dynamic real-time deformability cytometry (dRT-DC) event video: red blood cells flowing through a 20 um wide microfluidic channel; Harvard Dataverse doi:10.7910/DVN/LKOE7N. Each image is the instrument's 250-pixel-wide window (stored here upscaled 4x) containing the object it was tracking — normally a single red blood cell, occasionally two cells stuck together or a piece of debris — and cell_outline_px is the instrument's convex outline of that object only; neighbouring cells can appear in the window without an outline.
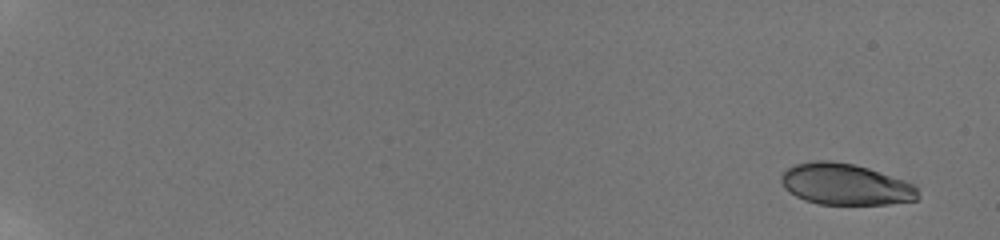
{"species": "human", "species_latin": "Homo sapiens", "temperature_condition": "room temperature", "stored_images_in_passage": 13, "camera_frame_rate_fps": 3000, "um_per_image_px": 0.085, "donor": {"sex": "male"}, "frame": {"image": 1, "passage_image": 1, "time_ms": 0.0, "image_size_px": [1000, 240], "cell_outline_px": [[920, 196], [916, 200], [888, 204], [820, 204], [804, 200], [788, 192], [784, 188], [780, 180], [780, 176], [788, 168], [796, 164], [812, 160], [828, 160], [856, 164], [916, 184]], "centroid_in_image_um": [71.86, 15.66], "position_along_channel_um": 13.1, "area_um2": 33.18}}
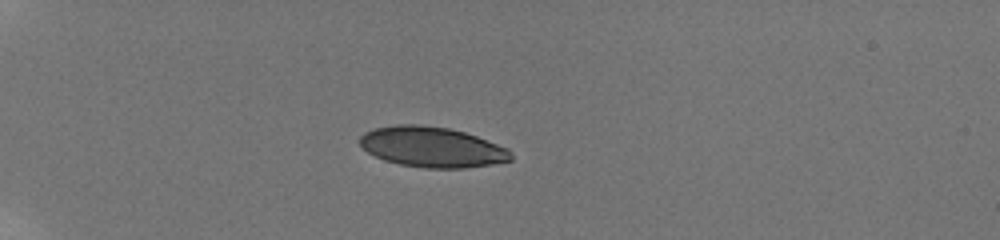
{"frame": {"image": 2, "passage_image": 9, "time_ms": 5.333, "image_size_px": [1000, 240], "cell_outline_px": [[512, 160], [492, 164], [464, 168], [424, 168], [400, 164], [384, 160], [368, 152], [360, 144], [360, 136], [364, 132], [376, 128], [396, 124], [420, 124], [448, 128], [464, 132], [476, 136], [508, 148], [512, 152]], "centroid_in_image_um": [36.73, 12.5], "position_along_channel_um": 48.3, "area_um2": 35.49}}